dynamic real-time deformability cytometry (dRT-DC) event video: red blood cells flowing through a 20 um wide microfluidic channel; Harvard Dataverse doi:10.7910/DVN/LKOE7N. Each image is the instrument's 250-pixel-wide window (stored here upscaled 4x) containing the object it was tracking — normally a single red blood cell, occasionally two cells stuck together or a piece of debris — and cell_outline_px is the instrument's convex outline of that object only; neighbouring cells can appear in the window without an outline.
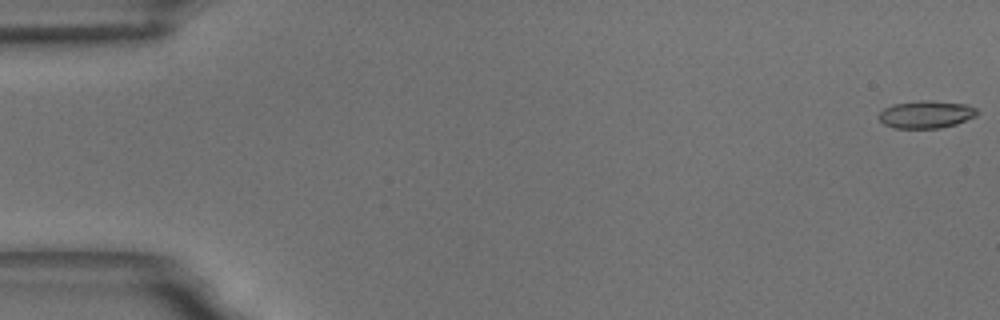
{"species": "common noctule bat (a hibernating species)", "species_latin": "Nyctalus noctula", "temperature_condition": "room temperature", "stored_images_in_passage": 56, "camera_frame_rate_fps": 3000, "um_per_image_px": 0.085, "animal": {"sex": "male", "body_mass_g": 18.8}, "frame": {"image": 1, "passage_image": 1, "time_ms": 0.0, "image_size_px": [1000, 320], "cell_outline_px": [[980, 112], [976, 116], [956, 124], [940, 128], [892, 128], [884, 124], [876, 116], [884, 108], [892, 104], [924, 100], [968, 104], [976, 108]], "centroid_in_image_um": [78.72, 9.73], "position_along_channel_um": 6.3, "area_um2": 15.9}}
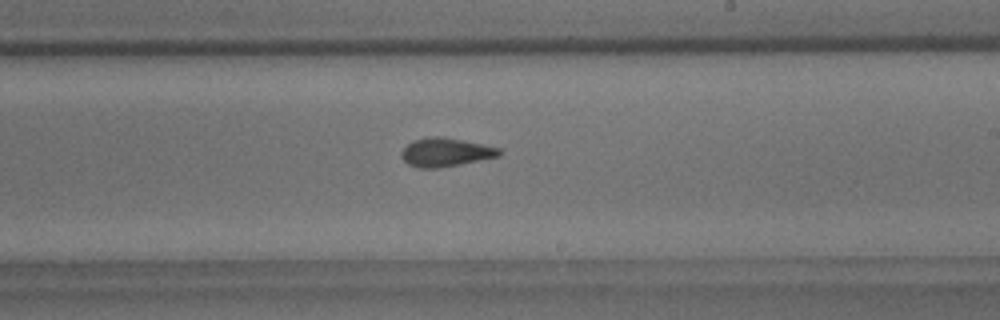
{"frame": {"image": 2, "passage_image": 33, "time_ms": 10.667, "image_size_px": [1000, 320], "cell_outline_px": [[504, 152], [500, 156], [460, 164], [436, 168], [420, 168], [408, 164], [400, 156], [400, 152], [412, 140], [428, 136], [440, 136], [500, 148]], "centroid_in_image_um": [37.86, 12.94], "position_along_channel_um": 251.1, "area_um2": 16.24}}
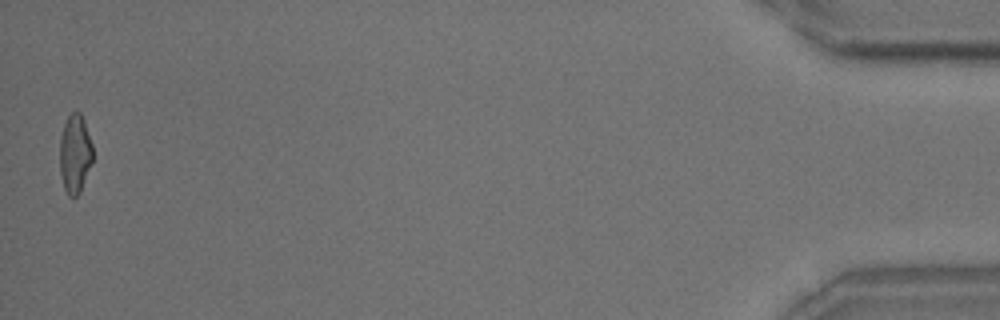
{"frame": {"image": 3, "passage_image": 55, "time_ms": 18.0, "image_size_px": [1000, 320], "cell_outline_px": [[92, 160], [80, 192], [76, 196], [68, 196], [64, 188], [60, 172], [60, 140], [64, 124], [68, 116], [72, 112], [80, 112], [84, 120], [92, 144]], "centroid_in_image_um": [6.36, 13.06], "position_along_channel_um": 428.8, "area_um2": 14.91}, "authors_computed_cell_mechanics": {"area_um2": 15.8661, "velocity_mm_per_s": 3.6901, "shape_relaxation_time_tau1_ms": 3.9416, "shape_relaxation_time_tau2_ms": 1.9012, "deformation_change_tau1": 0.1746, "deformation_change_tau2": 0.1086}}